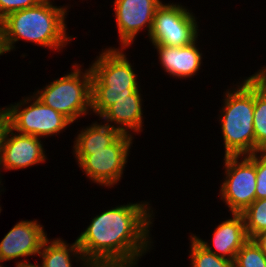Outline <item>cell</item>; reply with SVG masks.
I'll return each instance as SVG.
<instances>
[{"instance_id":"20","label":"cell","mask_w":266,"mask_h":267,"mask_svg":"<svg viewBox=\"0 0 266 267\" xmlns=\"http://www.w3.org/2000/svg\"><path fill=\"white\" fill-rule=\"evenodd\" d=\"M191 238V267H234V261L207 251L193 236Z\"/></svg>"},{"instance_id":"22","label":"cell","mask_w":266,"mask_h":267,"mask_svg":"<svg viewBox=\"0 0 266 267\" xmlns=\"http://www.w3.org/2000/svg\"><path fill=\"white\" fill-rule=\"evenodd\" d=\"M255 196L256 200L266 198V152H256Z\"/></svg>"},{"instance_id":"14","label":"cell","mask_w":266,"mask_h":267,"mask_svg":"<svg viewBox=\"0 0 266 267\" xmlns=\"http://www.w3.org/2000/svg\"><path fill=\"white\" fill-rule=\"evenodd\" d=\"M196 40L182 47L153 44L165 72L182 79L196 75L202 62V53L196 47Z\"/></svg>"},{"instance_id":"6","label":"cell","mask_w":266,"mask_h":267,"mask_svg":"<svg viewBox=\"0 0 266 267\" xmlns=\"http://www.w3.org/2000/svg\"><path fill=\"white\" fill-rule=\"evenodd\" d=\"M21 110V107L28 104ZM24 101V102H23ZM20 103L2 108L7 125L14 131L23 135H32L38 138L56 135L72 122L53 108L43 104L33 93ZM22 105V106H21Z\"/></svg>"},{"instance_id":"16","label":"cell","mask_w":266,"mask_h":267,"mask_svg":"<svg viewBox=\"0 0 266 267\" xmlns=\"http://www.w3.org/2000/svg\"><path fill=\"white\" fill-rule=\"evenodd\" d=\"M78 257L83 261L82 266L93 267L82 254L77 241L69 246L65 241L61 239H55L49 241L47 238L42 245V248L38 254L39 257H42V265L36 264L35 267H72V258Z\"/></svg>"},{"instance_id":"25","label":"cell","mask_w":266,"mask_h":267,"mask_svg":"<svg viewBox=\"0 0 266 267\" xmlns=\"http://www.w3.org/2000/svg\"><path fill=\"white\" fill-rule=\"evenodd\" d=\"M7 124L5 115L3 114L1 108H0V161H1V143H2V138L5 133V125ZM1 184V181H0Z\"/></svg>"},{"instance_id":"11","label":"cell","mask_w":266,"mask_h":267,"mask_svg":"<svg viewBox=\"0 0 266 267\" xmlns=\"http://www.w3.org/2000/svg\"><path fill=\"white\" fill-rule=\"evenodd\" d=\"M42 145L40 138L16 134L6 124L1 143L0 168L3 166L5 170L24 169L45 162L46 155Z\"/></svg>"},{"instance_id":"26","label":"cell","mask_w":266,"mask_h":267,"mask_svg":"<svg viewBox=\"0 0 266 267\" xmlns=\"http://www.w3.org/2000/svg\"><path fill=\"white\" fill-rule=\"evenodd\" d=\"M16 267H35L34 264H31L30 262H27L26 260H21L20 262H17Z\"/></svg>"},{"instance_id":"21","label":"cell","mask_w":266,"mask_h":267,"mask_svg":"<svg viewBox=\"0 0 266 267\" xmlns=\"http://www.w3.org/2000/svg\"><path fill=\"white\" fill-rule=\"evenodd\" d=\"M234 267H266V256L252 239H249L238 251Z\"/></svg>"},{"instance_id":"9","label":"cell","mask_w":266,"mask_h":267,"mask_svg":"<svg viewBox=\"0 0 266 267\" xmlns=\"http://www.w3.org/2000/svg\"><path fill=\"white\" fill-rule=\"evenodd\" d=\"M198 28L196 18L188 9L162 3L155 12L149 39L152 44L182 47L198 38Z\"/></svg>"},{"instance_id":"13","label":"cell","mask_w":266,"mask_h":267,"mask_svg":"<svg viewBox=\"0 0 266 267\" xmlns=\"http://www.w3.org/2000/svg\"><path fill=\"white\" fill-rule=\"evenodd\" d=\"M232 218L220 223L213 233L215 250L195 235H192L207 251L215 255L234 261L241 247L249 240L246 233L245 220L242 213H232Z\"/></svg>"},{"instance_id":"19","label":"cell","mask_w":266,"mask_h":267,"mask_svg":"<svg viewBox=\"0 0 266 267\" xmlns=\"http://www.w3.org/2000/svg\"><path fill=\"white\" fill-rule=\"evenodd\" d=\"M242 215L249 239L257 233L266 231V198L255 200Z\"/></svg>"},{"instance_id":"8","label":"cell","mask_w":266,"mask_h":267,"mask_svg":"<svg viewBox=\"0 0 266 267\" xmlns=\"http://www.w3.org/2000/svg\"><path fill=\"white\" fill-rule=\"evenodd\" d=\"M242 161L239 162V158ZM226 179L221 185V199L231 213H242L255 200L256 152L250 155L225 156Z\"/></svg>"},{"instance_id":"4","label":"cell","mask_w":266,"mask_h":267,"mask_svg":"<svg viewBox=\"0 0 266 267\" xmlns=\"http://www.w3.org/2000/svg\"><path fill=\"white\" fill-rule=\"evenodd\" d=\"M92 110L100 116L109 106L139 89L136 74L123 50L108 48L90 65Z\"/></svg>"},{"instance_id":"12","label":"cell","mask_w":266,"mask_h":267,"mask_svg":"<svg viewBox=\"0 0 266 267\" xmlns=\"http://www.w3.org/2000/svg\"><path fill=\"white\" fill-rule=\"evenodd\" d=\"M47 238L36 220L18 222L0 242V262L39 254Z\"/></svg>"},{"instance_id":"10","label":"cell","mask_w":266,"mask_h":267,"mask_svg":"<svg viewBox=\"0 0 266 267\" xmlns=\"http://www.w3.org/2000/svg\"><path fill=\"white\" fill-rule=\"evenodd\" d=\"M160 0H115L114 11L122 49L130 46L139 31L145 26L148 37ZM124 47V48H123Z\"/></svg>"},{"instance_id":"17","label":"cell","mask_w":266,"mask_h":267,"mask_svg":"<svg viewBox=\"0 0 266 267\" xmlns=\"http://www.w3.org/2000/svg\"><path fill=\"white\" fill-rule=\"evenodd\" d=\"M255 152H266V67L254 74Z\"/></svg>"},{"instance_id":"1","label":"cell","mask_w":266,"mask_h":267,"mask_svg":"<svg viewBox=\"0 0 266 267\" xmlns=\"http://www.w3.org/2000/svg\"><path fill=\"white\" fill-rule=\"evenodd\" d=\"M147 205L145 201L117 206L92 219L76 241L93 267L136 265L152 243L149 228L153 210Z\"/></svg>"},{"instance_id":"7","label":"cell","mask_w":266,"mask_h":267,"mask_svg":"<svg viewBox=\"0 0 266 267\" xmlns=\"http://www.w3.org/2000/svg\"><path fill=\"white\" fill-rule=\"evenodd\" d=\"M132 135L122 134L99 151H74L78 165L93 182L113 186L120 181L132 144Z\"/></svg>"},{"instance_id":"18","label":"cell","mask_w":266,"mask_h":267,"mask_svg":"<svg viewBox=\"0 0 266 267\" xmlns=\"http://www.w3.org/2000/svg\"><path fill=\"white\" fill-rule=\"evenodd\" d=\"M122 133L114 125L93 123L82 129L74 141L73 151H99L113 144Z\"/></svg>"},{"instance_id":"3","label":"cell","mask_w":266,"mask_h":267,"mask_svg":"<svg viewBox=\"0 0 266 267\" xmlns=\"http://www.w3.org/2000/svg\"><path fill=\"white\" fill-rule=\"evenodd\" d=\"M239 85L235 90L225 93L224 106L220 113L225 156L255 153L254 75Z\"/></svg>"},{"instance_id":"5","label":"cell","mask_w":266,"mask_h":267,"mask_svg":"<svg viewBox=\"0 0 266 267\" xmlns=\"http://www.w3.org/2000/svg\"><path fill=\"white\" fill-rule=\"evenodd\" d=\"M73 67L69 74L54 80L34 94L43 104L61 113L72 123L92 109L91 68L83 73L78 64L75 63Z\"/></svg>"},{"instance_id":"23","label":"cell","mask_w":266,"mask_h":267,"mask_svg":"<svg viewBox=\"0 0 266 267\" xmlns=\"http://www.w3.org/2000/svg\"><path fill=\"white\" fill-rule=\"evenodd\" d=\"M43 0H0V21L9 13L31 8Z\"/></svg>"},{"instance_id":"2","label":"cell","mask_w":266,"mask_h":267,"mask_svg":"<svg viewBox=\"0 0 266 267\" xmlns=\"http://www.w3.org/2000/svg\"><path fill=\"white\" fill-rule=\"evenodd\" d=\"M67 12L66 7L43 0L34 7L9 13L0 21L5 52L15 49L13 44L20 39L53 50L62 49L72 40V36H66Z\"/></svg>"},{"instance_id":"15","label":"cell","mask_w":266,"mask_h":267,"mask_svg":"<svg viewBox=\"0 0 266 267\" xmlns=\"http://www.w3.org/2000/svg\"><path fill=\"white\" fill-rule=\"evenodd\" d=\"M140 90H135L128 98H122L116 103L109 106L101 115L100 118L108 122H114L115 127L122 134L131 135L129 130L133 132L142 131V99ZM119 125V126H118Z\"/></svg>"},{"instance_id":"24","label":"cell","mask_w":266,"mask_h":267,"mask_svg":"<svg viewBox=\"0 0 266 267\" xmlns=\"http://www.w3.org/2000/svg\"><path fill=\"white\" fill-rule=\"evenodd\" d=\"M251 239L259 247L262 253L266 256V231L257 233Z\"/></svg>"}]
</instances>
